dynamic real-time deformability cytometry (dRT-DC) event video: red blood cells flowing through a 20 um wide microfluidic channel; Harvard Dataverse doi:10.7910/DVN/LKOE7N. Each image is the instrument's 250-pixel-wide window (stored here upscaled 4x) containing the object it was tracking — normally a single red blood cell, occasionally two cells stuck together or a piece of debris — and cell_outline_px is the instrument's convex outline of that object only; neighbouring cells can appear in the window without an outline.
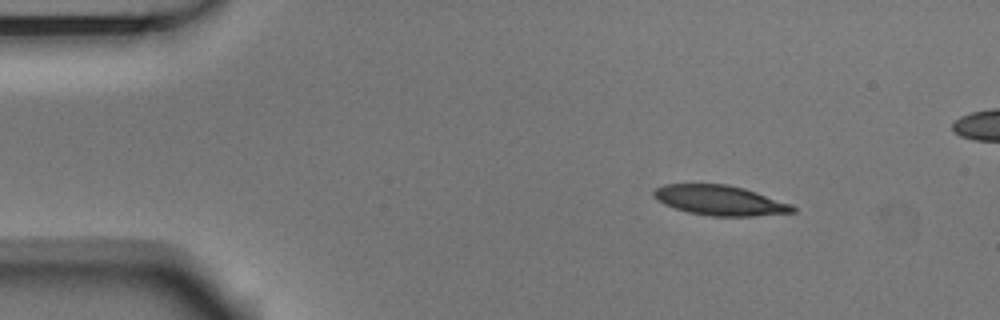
{"species": "Egyptian fruit bat (a non-hibernating species)", "species_latin": "Rousettus aegyptiacus", "temperature_condition": "room temperature", "stored_images_in_passage": 48, "segment_of_instrument_passage": [1, 2], "camera_frame_rate_fps": 3000, "um_per_image_px": 0.085, "animal": {"sex": "male"}, "frame": {"image": 1, "passage_image": 1, "time_ms": 0.0, "image_size_px": [1000, 320], "cell_outline_px": [[796, 212], [752, 216], [712, 216], [688, 212], [664, 204], [656, 200], [652, 196], [652, 192], [656, 188], [664, 184], [728, 184], [744, 188], [792, 204], [796, 208]], "centroid_in_image_um": [61.18, 17.02], "position_along_channel_um": 23.8, "area_um2": 24.28}}
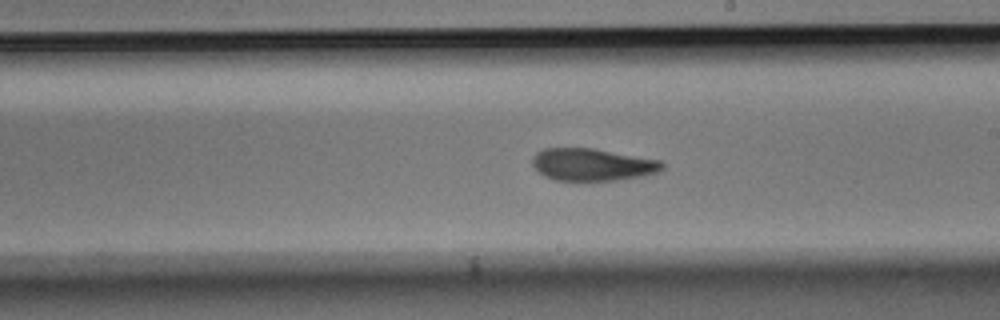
{"frame": {"image": 2, "passage_image": 24, "time_ms": 7.667, "image_size_px": [1000, 320], "cell_outline_px": [[664, 168], [660, 172], [644, 176], [588, 184], [556, 180], [544, 176], [532, 164], [532, 156], [536, 152], [544, 148], [596, 148], [660, 160], [664, 164]], "centroid_in_image_um": [50.36, 14.03], "position_along_channel_um": 238.6, "area_um2": 25.49}}
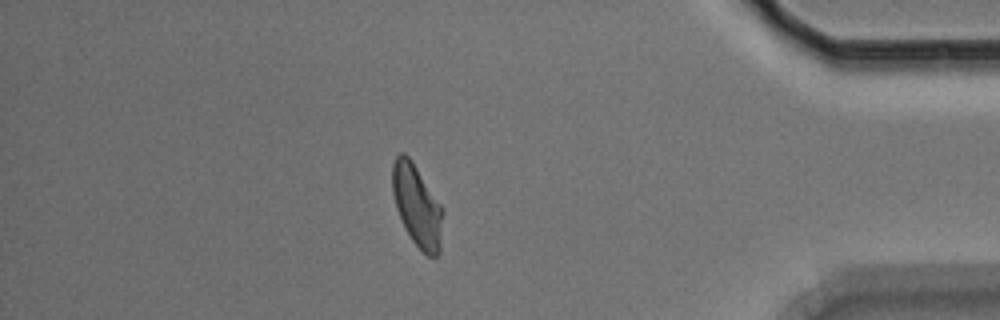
{"frame": {"image": 3, "passage_image": 40, "time_ms": 13.0, "image_size_px": [1000, 320], "cell_outline_px": [[444, 212], [440, 252], [436, 256], [428, 256], [412, 240], [396, 208], [392, 192], [392, 164], [396, 156], [400, 152], [404, 152], [412, 160], [444, 208]], "centroid_in_image_um": [35.47, 17.45], "position_along_channel_um": 399.7, "area_um2": 24.16}}